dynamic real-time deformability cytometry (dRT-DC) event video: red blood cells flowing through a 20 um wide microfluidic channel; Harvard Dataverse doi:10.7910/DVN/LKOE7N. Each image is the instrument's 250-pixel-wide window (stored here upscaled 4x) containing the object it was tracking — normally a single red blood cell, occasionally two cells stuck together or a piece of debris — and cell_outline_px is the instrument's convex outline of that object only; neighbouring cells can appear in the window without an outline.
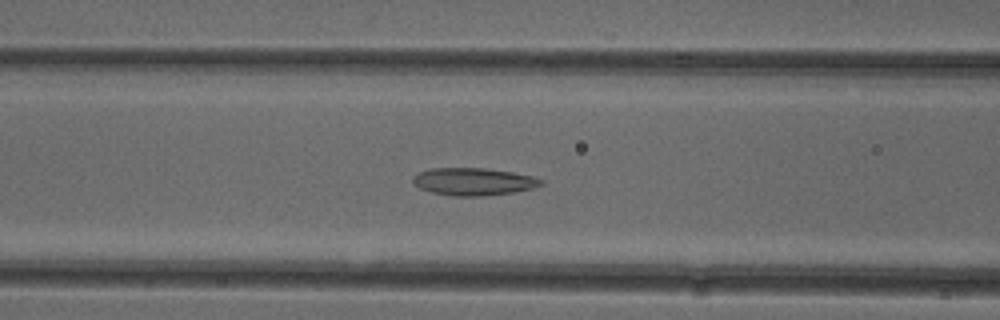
{"species": "common noctule bat (a hibernating species)", "species_latin": "Nyctalus noctula", "temperature_condition": "cold", "stored_images_in_passage": 52, "camera_frame_rate_fps": 3000, "um_per_image_px": 0.085, "animal": {"sex": "female"}, "frame": {"image": 1, "passage_image": 21, "time_ms": 6.667, "image_size_px": [1000, 320], "cell_outline_px": [[544, 184], [532, 188], [512, 192], [484, 196], [452, 196], [432, 192], [420, 188], [412, 184], [412, 176], [428, 168], [484, 168], [512, 172], [532, 176], [544, 180]], "centroid_in_image_um": [40.22, 15.43], "position_along_channel_um": 126.4, "area_um2": 20.58}}
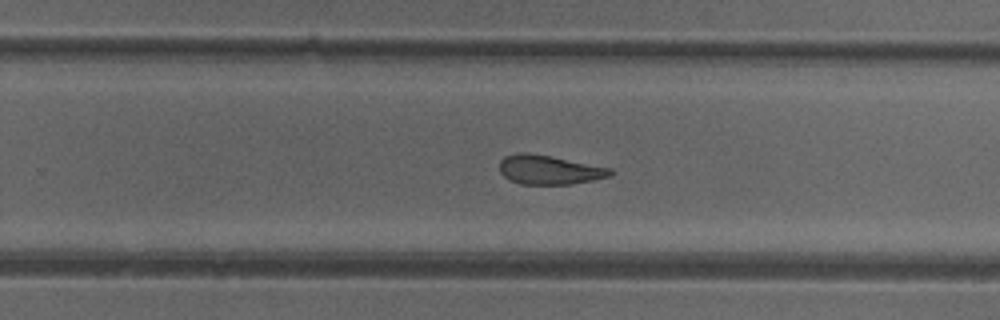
{"frame": {"image": 2, "passage_image": 33, "time_ms": 10.667, "image_size_px": [1000, 320], "cell_outline_px": [[612, 176], [572, 184], [520, 184], [508, 180], [500, 172], [500, 160], [504, 156], [516, 152], [528, 152], [552, 156], [612, 168]], "centroid_in_image_um": [46.66, 14.42], "position_along_channel_um": 283.1, "area_um2": 19.07}}
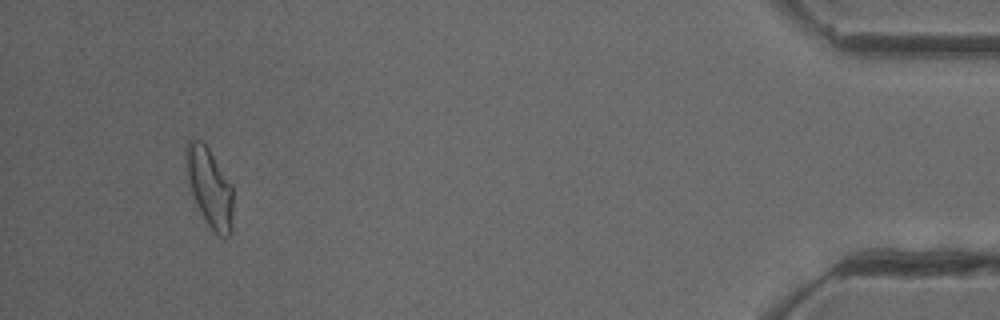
{"frame": {"image": 3, "passage_image": 49, "time_ms": 16.0, "image_size_px": [1000, 320], "cell_outline_px": [[232, 232], [228, 236], [220, 236], [208, 224], [200, 212], [196, 204], [188, 184], [184, 168], [184, 148], [188, 140], [200, 140], [208, 148], [232, 184]], "centroid_in_image_um": [17.77, 15.88], "position_along_channel_um": 417.4, "area_um2": 21.85}, "authors_computed_cell_mechanics": {"area_um2": 21.0103, "velocity_mm_per_s": 3.9329, "shape_relaxation_time_tau1_ms": null, "shape_relaxation_time_tau2_ms": 3.5969, "deformation_change_tau1": null, "deformation_change_tau2": 0.1206}}